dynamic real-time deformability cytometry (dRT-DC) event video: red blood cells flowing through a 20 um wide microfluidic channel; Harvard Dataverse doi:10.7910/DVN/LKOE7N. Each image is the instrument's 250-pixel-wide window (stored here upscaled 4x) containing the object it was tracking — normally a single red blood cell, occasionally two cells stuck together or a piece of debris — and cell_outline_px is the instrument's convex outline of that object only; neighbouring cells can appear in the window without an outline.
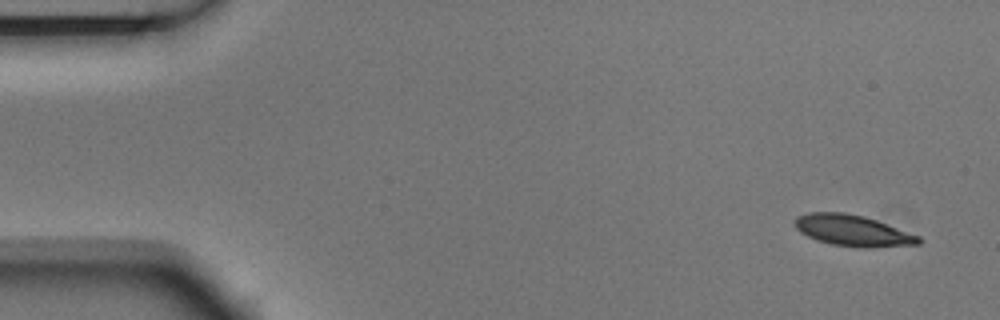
{"species": "Egyptian fruit bat (a non-hibernating species)", "species_latin": "Rousettus aegyptiacus", "temperature_condition": "room temperature", "stored_images_in_passage": 5, "camera_frame_rate_fps": 3000, "um_per_image_px": 0.085, "animal": {"sex": "male"}, "frame": {"image": 1, "passage_image": 1, "time_ms": 0.0, "image_size_px": [1000, 320], "cell_outline_px": [[920, 244], [868, 248], [856, 248], [832, 244], [816, 240], [800, 232], [796, 228], [796, 216], [808, 212], [844, 212], [864, 216], [876, 220], [920, 236]], "centroid_in_image_um": [72.48, 19.6], "position_along_channel_um": 12.5, "area_um2": 22.48}}